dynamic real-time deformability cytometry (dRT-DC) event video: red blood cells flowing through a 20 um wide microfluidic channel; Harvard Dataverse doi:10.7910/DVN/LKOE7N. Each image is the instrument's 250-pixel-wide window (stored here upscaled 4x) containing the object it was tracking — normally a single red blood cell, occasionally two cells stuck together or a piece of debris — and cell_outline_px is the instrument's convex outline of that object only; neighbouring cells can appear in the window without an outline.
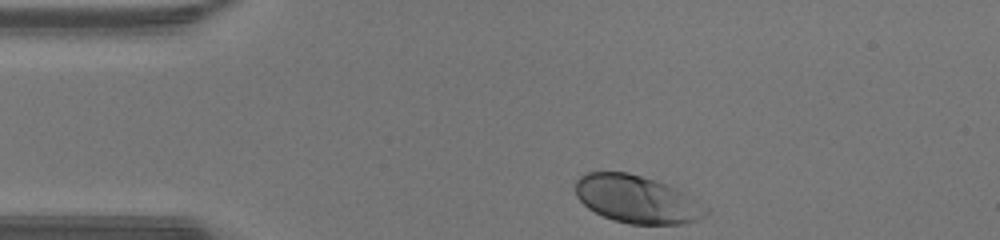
{"species": "human", "species_latin": "Homo sapiens", "temperature_condition": "warm", "stored_images_in_passage": 30, "camera_frame_rate_fps": 3000, "um_per_image_px": 0.085, "donor": {"sex": "male"}, "frame": {"image": 1, "passage_image": 1, "time_ms": 0.0, "image_size_px": [1000, 240], "cell_outline_px": [[708, 212], [696, 220], [680, 224], [632, 224], [612, 220], [588, 208], [576, 196], [576, 180], [580, 176], [588, 172], [628, 172], [668, 184], [676, 188]], "centroid_in_image_um": [54.04, 16.93], "position_along_channel_um": 31.0, "area_um2": 35.43}}
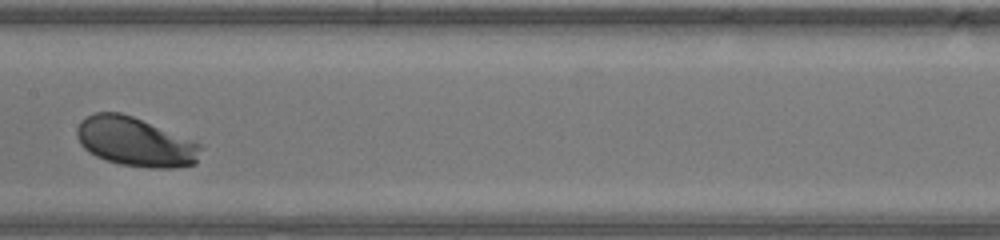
{"frame": {"image": 2, "passage_image": 16, "time_ms": 5.0, "image_size_px": [1000, 240], "cell_outline_px": [[204, 144], [196, 164], [172, 168], [148, 168], [120, 164], [104, 160], [88, 152], [80, 144], [76, 136], [76, 128], [80, 120], [96, 112], [120, 112], [132, 116], [196, 140]], "centroid_in_image_um": [11.53, 12.06], "position_along_channel_um": 195.9, "area_um2": 36.07}}
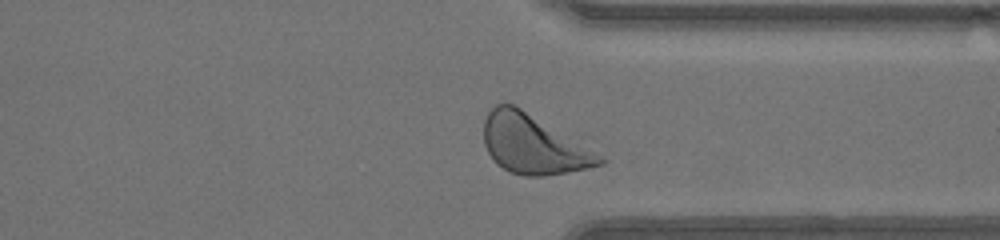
{"frame": {"image": 3, "passage_image": 28, "time_ms": 9.0, "image_size_px": [1000, 240], "cell_outline_px": [[608, 160], [604, 164], [588, 168], [568, 172], [544, 176], [524, 176], [508, 172], [496, 164], [488, 152], [484, 144], [484, 120], [488, 112], [496, 104], [512, 104], [520, 108]], "centroid_in_image_um": [45.28, 12.31], "position_along_channel_um": 366.1, "area_um2": 39.19}, "authors_computed_cell_mechanics": {"area_um2": 34.9401, "velocity_mm_per_s": 4.2853, "shape_relaxation_time_tau1_ms": 0.9593, "shape_relaxation_time_tau2_ms": null, "deformation_change_tau1": 0.1028, "deformation_change_tau2": null}}